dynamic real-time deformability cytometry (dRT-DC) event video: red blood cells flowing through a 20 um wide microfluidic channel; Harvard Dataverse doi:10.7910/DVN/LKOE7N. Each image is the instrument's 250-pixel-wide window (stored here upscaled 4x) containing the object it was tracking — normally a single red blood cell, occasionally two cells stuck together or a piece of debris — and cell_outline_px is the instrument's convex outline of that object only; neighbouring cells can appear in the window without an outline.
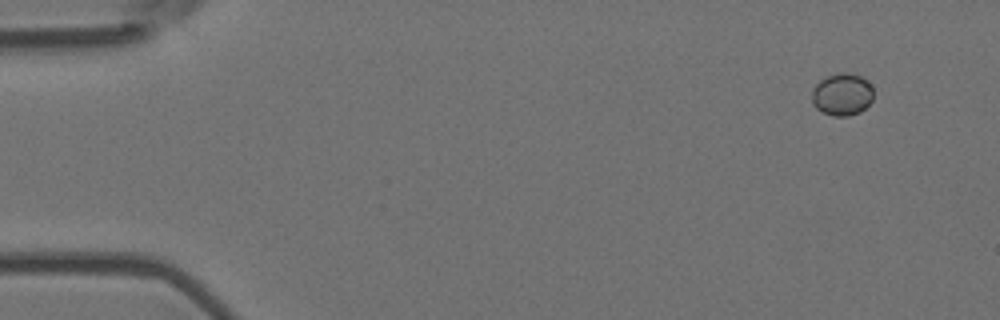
{"species": "Egyptian fruit bat (a non-hibernating species)", "species_latin": "Rousettus aegyptiacus", "temperature_condition": "room temperature", "stored_images_in_passage": 6, "camera_frame_rate_fps": 3000, "um_per_image_px": 0.085, "animal": {"sex": "female"}, "frame": {"image": 1, "passage_image": 1, "time_ms": 0.0, "image_size_px": [1000, 320], "cell_outline_px": [[872, 100], [860, 112], [848, 116], [832, 116], [816, 108], [812, 104], [812, 88], [820, 80], [828, 76], [840, 72], [848, 72], [860, 76], [872, 88]], "centroid_in_image_um": [71.55, 8.03], "position_along_channel_um": 13.5, "area_um2": 15.03}}
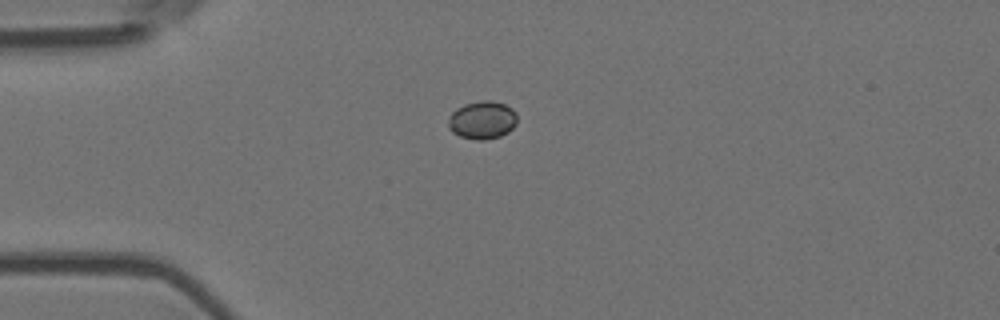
{"frame": {"image": 2, "passage_image": 4, "time_ms": 1.0, "image_size_px": [1000, 320], "cell_outline_px": [[516, 124], [508, 132], [500, 136], [484, 140], [476, 140], [460, 136], [452, 132], [448, 128], [448, 120], [452, 112], [456, 108], [464, 104], [484, 100], [492, 100], [504, 104], [512, 108], [516, 112]], "centroid_in_image_um": [40.99, 10.2], "position_along_channel_um": 44.0, "area_um2": 15.32}}
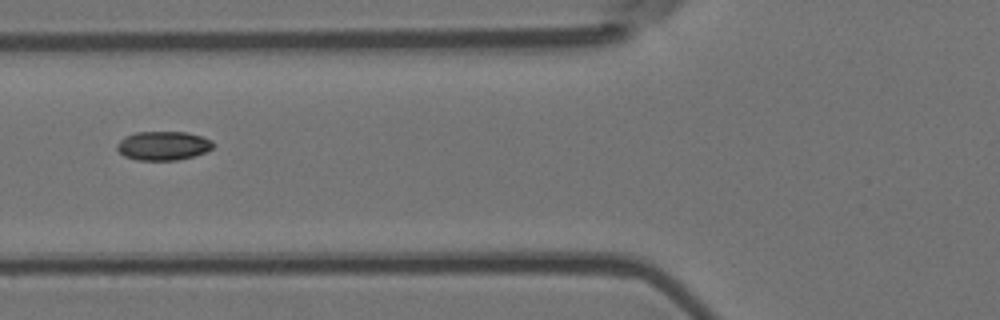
{"frame": {"image": 3, "passage_image": 6, "time_ms": 1.667, "image_size_px": [1000, 320], "cell_outline_px": [[212, 148], [204, 152], [192, 156], [176, 160], [136, 160], [124, 156], [116, 148], [116, 144], [124, 136], [136, 132], [188, 132], [212, 140]], "centroid_in_image_um": [13.82, 12.38], "position_along_channel_um": 112.0, "area_um2": 16.13}}